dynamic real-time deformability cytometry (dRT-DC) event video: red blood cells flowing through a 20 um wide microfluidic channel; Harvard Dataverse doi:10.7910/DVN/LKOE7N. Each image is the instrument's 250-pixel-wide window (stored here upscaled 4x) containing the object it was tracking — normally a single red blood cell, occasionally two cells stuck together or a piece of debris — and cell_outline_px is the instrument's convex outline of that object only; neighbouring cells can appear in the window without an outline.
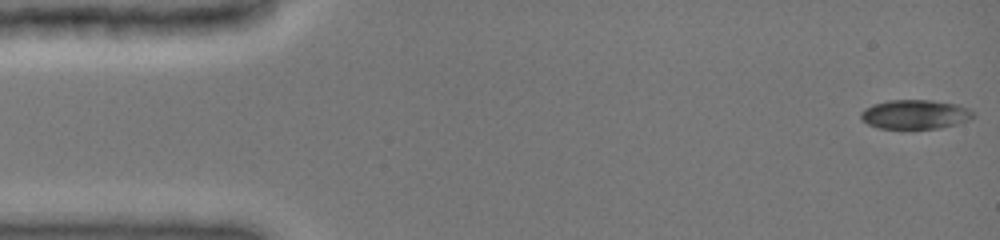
{"species": "common noctule bat (a hibernating species)", "species_latin": "Nyctalus noctula", "temperature_condition": "cold", "stored_images_in_passage": 47, "camera_frame_rate_fps": 3000, "um_per_image_px": 0.085, "animal": {"sex": "female", "body_mass_g": 19.0, "forearm_length_mm": 51.5}, "frame": {"image": 1, "passage_image": 1, "time_ms": 0.0, "image_size_px": [1000, 240], "cell_outline_px": [[976, 116], [968, 120], [956, 124], [940, 128], [880, 128], [868, 124], [860, 116], [860, 112], [864, 108], [872, 104], [888, 100], [932, 100], [960, 104], [976, 112]], "centroid_in_image_um": [77.83, 9.7], "position_along_channel_um": 7.2, "area_um2": 19.31}}
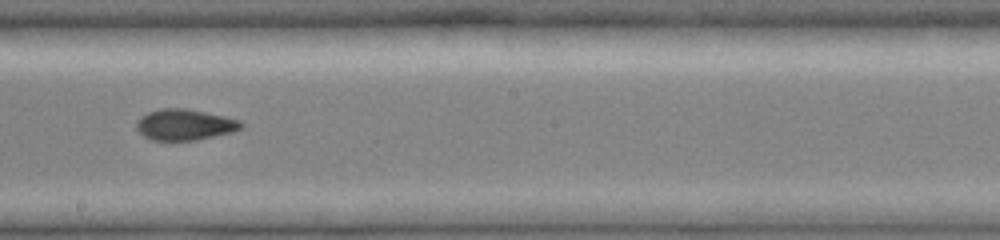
{"frame": {"image": 2, "passage_image": 27, "time_ms": 8.667, "image_size_px": [1000, 240], "cell_outline_px": [[244, 128], [232, 132], [196, 140], [152, 140], [144, 136], [136, 128], [136, 120], [140, 116], [148, 112], [160, 108], [184, 108], [224, 116], [240, 120], [244, 124]], "centroid_in_image_um": [15.7, 10.59], "position_along_channel_um": 232.5, "area_um2": 18.96}}
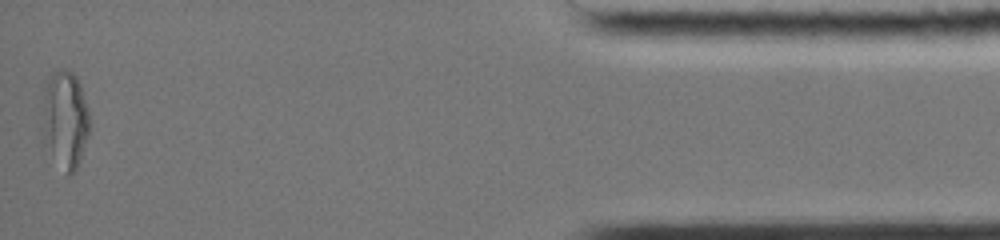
{"frame": {"image": 3, "passage_image": 47, "time_ms": 15.333, "image_size_px": [1000, 240], "cell_outline_px": [[88, 136], [80, 160], [76, 168], [68, 176], [44, 144], [44, 80], [56, 68], [68, 68], [76, 76], [80, 84], [88, 112]], "centroid_in_image_um": [5.53, 10.08], "position_along_channel_um": 429.7, "area_um2": 26.53}, "authors_computed_cell_mechanics": {"area_um2": 19.5364, "velocity_mm_per_s": 3.996, "shape_relaxation_time_tau1_ms": null, "shape_relaxation_time_tau2_ms": 2.1541, "deformation_change_tau1": null, "deformation_change_tau2": 0.0484}}